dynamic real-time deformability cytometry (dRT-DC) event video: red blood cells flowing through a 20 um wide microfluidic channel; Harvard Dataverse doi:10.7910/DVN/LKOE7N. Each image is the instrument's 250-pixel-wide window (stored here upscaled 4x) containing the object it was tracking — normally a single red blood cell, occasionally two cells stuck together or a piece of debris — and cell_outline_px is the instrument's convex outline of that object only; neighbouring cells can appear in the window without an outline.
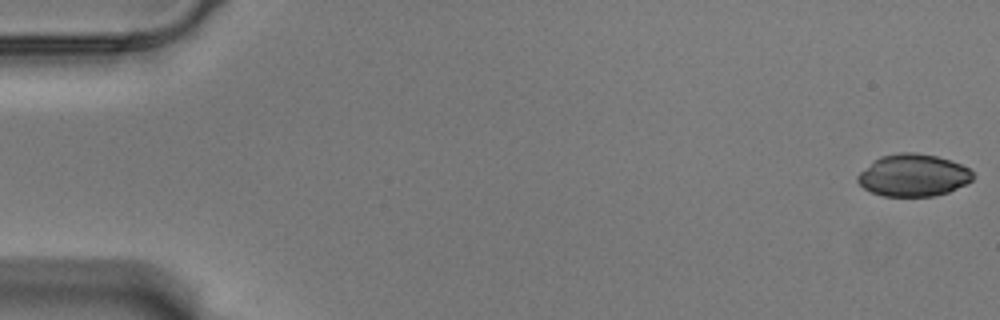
{"species": "Egyptian fruit bat (a non-hibernating species)", "species_latin": "Rousettus aegyptiacus", "temperature_condition": "warm", "stored_images_in_passage": 57, "camera_frame_rate_fps": 3000, "um_per_image_px": 0.085, "animal": {"sex": "male"}, "frame": {"image": 1, "passage_image": 1, "time_ms": 0.0, "image_size_px": [1000, 320], "cell_outline_px": [[976, 176], [972, 180], [948, 192], [932, 196], [884, 196], [872, 192], [864, 188], [856, 180], [856, 176], [872, 160], [880, 156], [900, 152], [916, 152], [936, 156], [960, 164], [968, 168]], "centroid_in_image_um": [77.6, 14.89], "position_along_channel_um": 7.4, "area_um2": 28.32}}
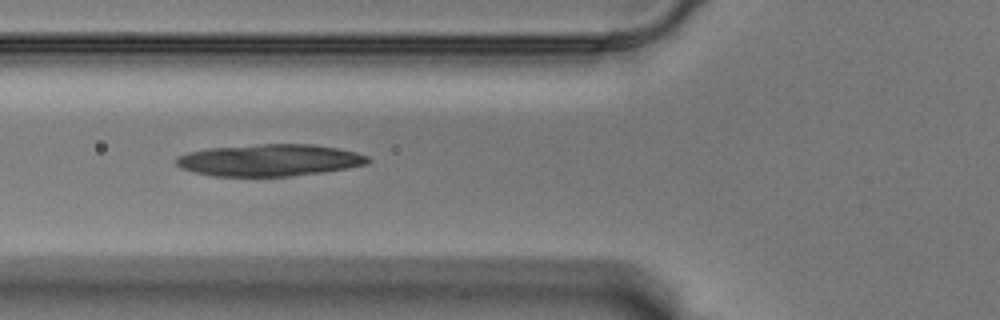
{"frame": {"image": 2, "passage_image": 22, "time_ms": 7.0, "image_size_px": [1000, 320], "cell_outline_px": [[372, 160], [368, 164], [324, 172], [292, 176], [212, 176], [180, 168], [176, 164], [176, 156], [188, 152], [208, 148], [256, 144], [312, 144], [336, 148], [356, 152], [368, 156]], "centroid_in_image_um": [22.91, 13.61], "position_along_channel_um": 102.9, "area_um2": 35.78}}
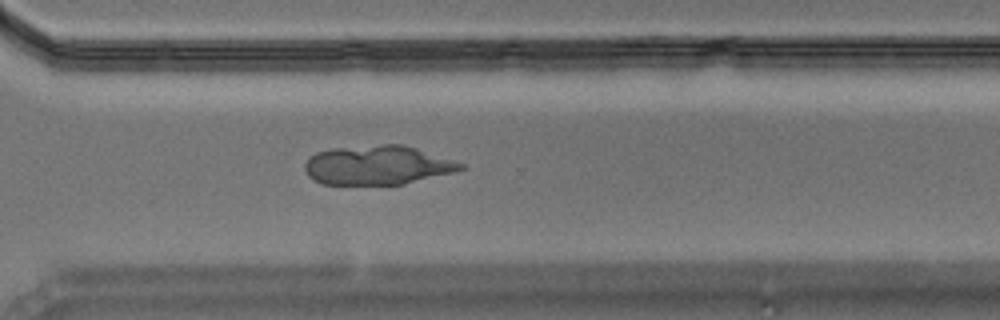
{"frame": {"image": 3, "passage_image": 42, "time_ms": 13.667, "image_size_px": [1000, 320], "cell_outline_px": [[464, 168], [452, 172], [404, 184], [320, 184], [312, 180], [308, 176], [304, 168], [304, 164], [316, 152], [332, 148], [384, 144], [400, 144], [416, 148], [464, 164]], "centroid_in_image_um": [32.03, 14.04], "position_along_channel_um": 338.6, "area_um2": 35.26}}